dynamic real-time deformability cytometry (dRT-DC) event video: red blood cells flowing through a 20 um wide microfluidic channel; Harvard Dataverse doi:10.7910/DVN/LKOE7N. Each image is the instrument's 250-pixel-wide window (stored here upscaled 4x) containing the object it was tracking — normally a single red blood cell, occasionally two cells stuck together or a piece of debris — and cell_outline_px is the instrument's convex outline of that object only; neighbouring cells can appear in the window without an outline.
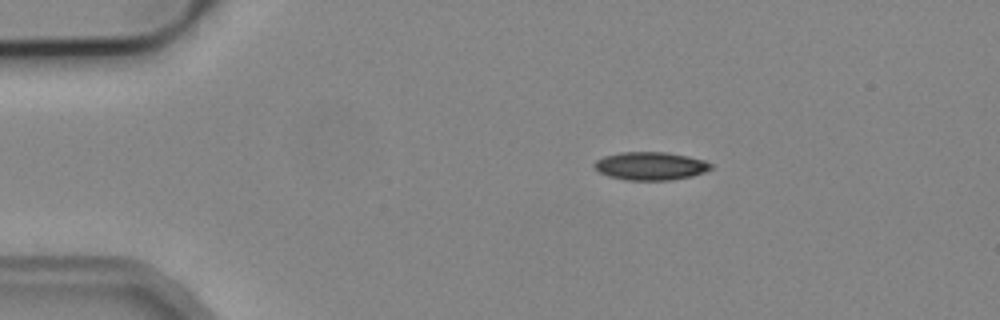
{"species": "common noctule bat (a hibernating species)", "species_latin": "Nyctalus noctula", "temperature_condition": "cold", "stored_images_in_passage": 3, "camera_frame_rate_fps": 3000, "um_per_image_px": 0.085, "animal": {"sex": "male", "body_mass_g": 19.2, "forearm_length_mm": 51.8}, "frame": {"image": 1, "passage_image": 1, "time_ms": 0.0, "image_size_px": [1000, 320], "cell_outline_px": [[712, 168], [704, 172], [692, 176], [672, 180], [624, 180], [608, 176], [600, 172], [592, 164], [596, 160], [604, 156], [620, 152], [668, 152], [688, 156], [704, 160], [712, 164]], "centroid_in_image_um": [55.29, 14.11], "position_along_channel_um": 29.7, "area_um2": 19.19}}